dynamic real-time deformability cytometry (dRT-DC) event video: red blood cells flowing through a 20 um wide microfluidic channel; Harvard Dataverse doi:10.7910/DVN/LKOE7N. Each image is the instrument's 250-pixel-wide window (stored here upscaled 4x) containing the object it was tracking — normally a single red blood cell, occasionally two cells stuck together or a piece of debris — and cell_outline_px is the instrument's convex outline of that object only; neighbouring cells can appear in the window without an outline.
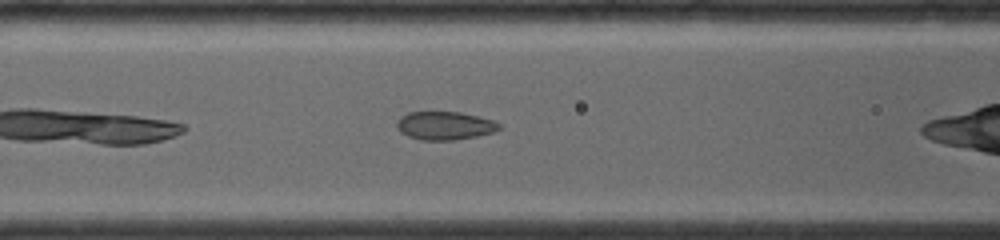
{"species": "common noctule bat (a hibernating species)", "species_latin": "Nyctalus noctula", "temperature_condition": "room temperature", "stored_images_in_passage": 39, "camera_frame_rate_fps": 4000, "um_per_image_px": 0.085, "animal": {"sex": "female", "body_mass_g": 19.0, "forearm_length_mm": 56.7}, "frame": {"image": 1, "passage_image": 11, "time_ms": 2.5, "image_size_px": [1000, 240], "cell_outline_px": [[500, 128], [492, 132], [476, 136], [456, 140], [420, 140], [408, 136], [400, 132], [396, 128], [396, 124], [400, 116], [408, 112], [460, 112], [492, 120], [500, 124]], "centroid_in_image_um": [37.75, 10.68], "position_along_channel_um": 128.9, "area_um2": 16.82}}
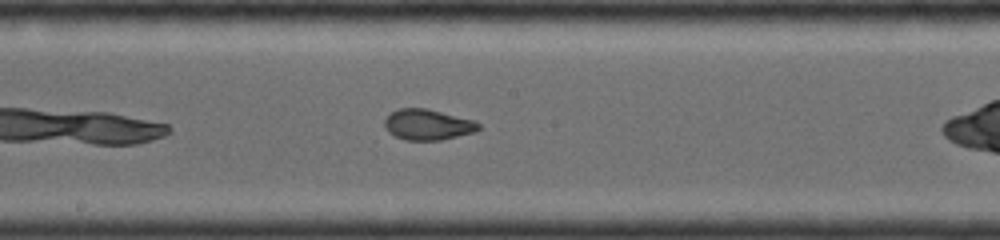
{"frame": {"image": 2, "passage_image": 19, "time_ms": 4.5, "image_size_px": [1000, 240], "cell_outline_px": [[480, 128], [476, 132], [440, 140], [404, 140], [388, 132], [384, 124], [384, 120], [392, 112], [400, 108], [428, 108], [472, 120], [480, 124]], "centroid_in_image_um": [36.36, 10.59], "position_along_channel_um": 211.8, "area_um2": 16.76}}
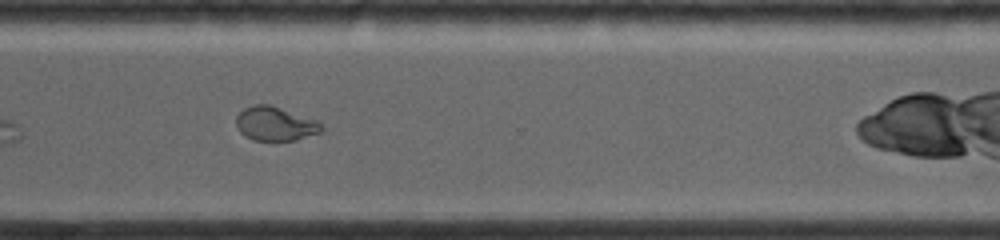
{"frame": {"image": 3, "passage_image": 32, "time_ms": 7.75, "image_size_px": [1000, 240], "cell_outline_px": [[324, 128], [320, 132], [296, 140], [252, 140], [244, 136], [240, 132], [236, 124], [236, 116], [244, 108], [256, 104], [268, 104], [316, 120]], "centroid_in_image_um": [23.36, 10.53], "position_along_channel_um": 347.2, "area_um2": 16.7}, "authors_computed_cell_mechanics": {"area_um2": 16.9354, "velocity_mm_per_s": 4.1699, "shape_relaxation_time_tau1_ms": null, "shape_relaxation_time_tau2_ms": 0.7248, "deformation_change_tau1": null, "deformation_change_tau2": 0.0577}}